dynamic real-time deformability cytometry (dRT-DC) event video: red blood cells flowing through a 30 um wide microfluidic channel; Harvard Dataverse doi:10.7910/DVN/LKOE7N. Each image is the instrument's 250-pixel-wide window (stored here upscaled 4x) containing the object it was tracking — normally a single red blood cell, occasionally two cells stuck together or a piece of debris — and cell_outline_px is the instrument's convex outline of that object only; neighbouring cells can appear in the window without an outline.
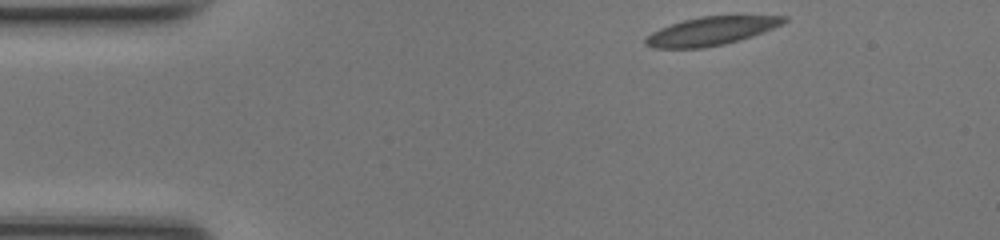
{"species": "common noctule bat (a hibernating species)", "species_latin": "Nyctalus noctula", "temperature_condition": "room temperature", "stored_images_in_passage": 43, "camera_frame_rate_fps": 3000, "um_per_image_px": 0.085, "animal": {"sex": "female", "body_mass_g": 17.0, "forearm_length_mm": 48.0}, "frame": {"image": 1, "passage_image": 1, "time_ms": 0.0, "image_size_px": [1000, 240], "cell_outline_px": [[788, 20], [784, 24], [752, 36], [724, 44], [704, 48], [656, 48], [644, 44], [644, 40], [652, 32], [660, 28], [684, 20], [700, 16], [788, 16]], "centroid_in_image_um": [60.46, 2.64], "position_along_channel_um": 24.5, "area_um2": 22.72}}
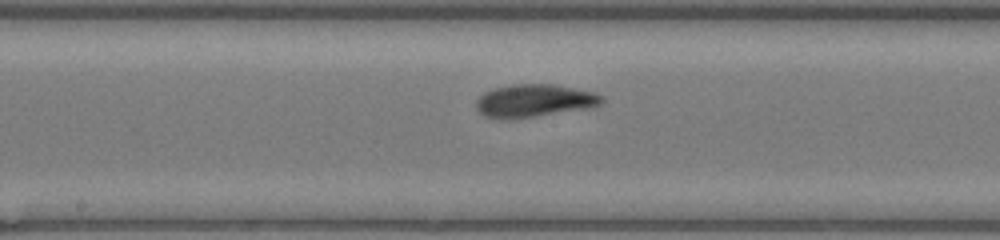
{"frame": {"image": 2, "passage_image": 19, "time_ms": 6.0, "image_size_px": [1000, 240], "cell_outline_px": [[604, 100], [600, 104], [592, 108], [532, 116], [484, 116], [476, 108], [476, 100], [484, 92], [492, 88], [512, 84], [552, 84], [596, 92]], "centroid_in_image_um": [45.46, 8.51], "position_along_channel_um": 202.7, "area_um2": 23.35}}
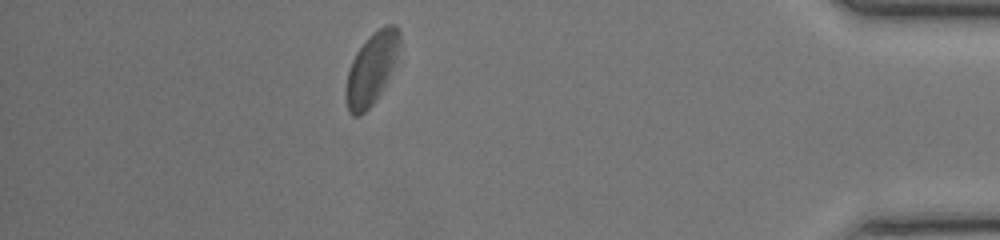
{"frame": {"image": 3, "passage_image": 37, "time_ms": 12.0, "image_size_px": [1000, 240], "cell_outline_px": [[400, 44], [392, 68], [380, 92], [372, 104], [360, 116], [352, 116], [348, 112], [344, 96], [344, 92], [348, 72], [352, 60], [356, 52], [372, 32], [384, 24], [396, 24], [400, 32]], "centroid_in_image_um": [31.55, 5.82], "position_along_channel_um": 403.7, "area_um2": 22.31}, "authors_computed_cell_mechanics": {"area_um2": 22.831, "velocity_mm_per_s": 4.1788, "shape_relaxation_time_tau1_ms": 3.6255, "shape_relaxation_time_tau2_ms": 2.0319, "deformation_change_tau1": 0.1245, "deformation_change_tau2": 0.0676}}